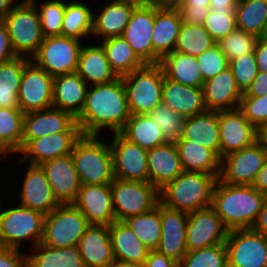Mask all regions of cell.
Wrapping results in <instances>:
<instances>
[{
  "mask_svg": "<svg viewBox=\"0 0 267 267\" xmlns=\"http://www.w3.org/2000/svg\"><path fill=\"white\" fill-rule=\"evenodd\" d=\"M64 131H81L76 118L69 112L51 107L24 115L22 149L32 140Z\"/></svg>",
  "mask_w": 267,
  "mask_h": 267,
  "instance_id": "d6986e66",
  "label": "cell"
},
{
  "mask_svg": "<svg viewBox=\"0 0 267 267\" xmlns=\"http://www.w3.org/2000/svg\"><path fill=\"white\" fill-rule=\"evenodd\" d=\"M35 1L44 38L62 35V23L66 9V0H45V2ZM41 5V6H39Z\"/></svg>",
  "mask_w": 267,
  "mask_h": 267,
  "instance_id": "f6af8a7d",
  "label": "cell"
},
{
  "mask_svg": "<svg viewBox=\"0 0 267 267\" xmlns=\"http://www.w3.org/2000/svg\"><path fill=\"white\" fill-rule=\"evenodd\" d=\"M266 159L267 150L256 141L221 158L219 179L229 185H252Z\"/></svg>",
  "mask_w": 267,
  "mask_h": 267,
  "instance_id": "7c38bea8",
  "label": "cell"
},
{
  "mask_svg": "<svg viewBox=\"0 0 267 267\" xmlns=\"http://www.w3.org/2000/svg\"><path fill=\"white\" fill-rule=\"evenodd\" d=\"M16 57L17 55L12 48L7 27L4 22H0V64Z\"/></svg>",
  "mask_w": 267,
  "mask_h": 267,
  "instance_id": "9f6ffc18",
  "label": "cell"
},
{
  "mask_svg": "<svg viewBox=\"0 0 267 267\" xmlns=\"http://www.w3.org/2000/svg\"><path fill=\"white\" fill-rule=\"evenodd\" d=\"M18 2H24V3H34L35 1L38 0H17Z\"/></svg>",
  "mask_w": 267,
  "mask_h": 267,
  "instance_id": "2644e50d",
  "label": "cell"
},
{
  "mask_svg": "<svg viewBox=\"0 0 267 267\" xmlns=\"http://www.w3.org/2000/svg\"><path fill=\"white\" fill-rule=\"evenodd\" d=\"M229 229L212 206L188 214L186 225L187 251L225 243Z\"/></svg>",
  "mask_w": 267,
  "mask_h": 267,
  "instance_id": "9a60e30c",
  "label": "cell"
},
{
  "mask_svg": "<svg viewBox=\"0 0 267 267\" xmlns=\"http://www.w3.org/2000/svg\"><path fill=\"white\" fill-rule=\"evenodd\" d=\"M73 204L90 224L109 226L116 220L111 184L81 185Z\"/></svg>",
  "mask_w": 267,
  "mask_h": 267,
  "instance_id": "44dd1931",
  "label": "cell"
},
{
  "mask_svg": "<svg viewBox=\"0 0 267 267\" xmlns=\"http://www.w3.org/2000/svg\"><path fill=\"white\" fill-rule=\"evenodd\" d=\"M264 37L267 38V25H266V28H265V34H264Z\"/></svg>",
  "mask_w": 267,
  "mask_h": 267,
  "instance_id": "8c879c8a",
  "label": "cell"
},
{
  "mask_svg": "<svg viewBox=\"0 0 267 267\" xmlns=\"http://www.w3.org/2000/svg\"><path fill=\"white\" fill-rule=\"evenodd\" d=\"M81 131H64L32 139L20 152L15 164L41 165L45 161L70 155Z\"/></svg>",
  "mask_w": 267,
  "mask_h": 267,
  "instance_id": "e0dca14e",
  "label": "cell"
},
{
  "mask_svg": "<svg viewBox=\"0 0 267 267\" xmlns=\"http://www.w3.org/2000/svg\"><path fill=\"white\" fill-rule=\"evenodd\" d=\"M96 42L97 44L91 41L90 45L84 42L76 70L89 86L108 83L118 78L111 68L102 45L97 40Z\"/></svg>",
  "mask_w": 267,
  "mask_h": 267,
  "instance_id": "83f0119b",
  "label": "cell"
},
{
  "mask_svg": "<svg viewBox=\"0 0 267 267\" xmlns=\"http://www.w3.org/2000/svg\"><path fill=\"white\" fill-rule=\"evenodd\" d=\"M88 87L77 72L55 76L52 107L76 118L84 106Z\"/></svg>",
  "mask_w": 267,
  "mask_h": 267,
  "instance_id": "f546056e",
  "label": "cell"
},
{
  "mask_svg": "<svg viewBox=\"0 0 267 267\" xmlns=\"http://www.w3.org/2000/svg\"><path fill=\"white\" fill-rule=\"evenodd\" d=\"M111 190L115 219L119 221L150 211L160 201L159 190L150 182L114 178Z\"/></svg>",
  "mask_w": 267,
  "mask_h": 267,
  "instance_id": "9c48e42d",
  "label": "cell"
},
{
  "mask_svg": "<svg viewBox=\"0 0 267 267\" xmlns=\"http://www.w3.org/2000/svg\"><path fill=\"white\" fill-rule=\"evenodd\" d=\"M111 68L118 77L132 73L145 63L132 50L129 43L121 36L110 37L99 41Z\"/></svg>",
  "mask_w": 267,
  "mask_h": 267,
  "instance_id": "ab89813d",
  "label": "cell"
},
{
  "mask_svg": "<svg viewBox=\"0 0 267 267\" xmlns=\"http://www.w3.org/2000/svg\"><path fill=\"white\" fill-rule=\"evenodd\" d=\"M129 117L124 82L118 77L111 82L88 87L84 106L76 121L82 134L101 135L103 129L119 133Z\"/></svg>",
  "mask_w": 267,
  "mask_h": 267,
  "instance_id": "6da1fadb",
  "label": "cell"
},
{
  "mask_svg": "<svg viewBox=\"0 0 267 267\" xmlns=\"http://www.w3.org/2000/svg\"><path fill=\"white\" fill-rule=\"evenodd\" d=\"M184 0H150L152 4L160 9H177Z\"/></svg>",
  "mask_w": 267,
  "mask_h": 267,
  "instance_id": "e7e4bbea",
  "label": "cell"
},
{
  "mask_svg": "<svg viewBox=\"0 0 267 267\" xmlns=\"http://www.w3.org/2000/svg\"><path fill=\"white\" fill-rule=\"evenodd\" d=\"M228 267H267V236L252 229L229 230Z\"/></svg>",
  "mask_w": 267,
  "mask_h": 267,
  "instance_id": "4fadbf2b",
  "label": "cell"
},
{
  "mask_svg": "<svg viewBox=\"0 0 267 267\" xmlns=\"http://www.w3.org/2000/svg\"><path fill=\"white\" fill-rule=\"evenodd\" d=\"M0 186H1V183H0ZM0 188H1V187H0ZM0 190H2V189H0ZM0 193H2V192H0ZM0 198H1V194H0ZM2 201H3V200L0 199V203H1Z\"/></svg>",
  "mask_w": 267,
  "mask_h": 267,
  "instance_id": "34e18365",
  "label": "cell"
},
{
  "mask_svg": "<svg viewBox=\"0 0 267 267\" xmlns=\"http://www.w3.org/2000/svg\"><path fill=\"white\" fill-rule=\"evenodd\" d=\"M0 160H2V157H5L6 158V156H4V155H2L1 153H0Z\"/></svg>",
  "mask_w": 267,
  "mask_h": 267,
  "instance_id": "753ad0ef",
  "label": "cell"
},
{
  "mask_svg": "<svg viewBox=\"0 0 267 267\" xmlns=\"http://www.w3.org/2000/svg\"><path fill=\"white\" fill-rule=\"evenodd\" d=\"M17 0H0V22H4L5 17L10 13Z\"/></svg>",
  "mask_w": 267,
  "mask_h": 267,
  "instance_id": "03108f58",
  "label": "cell"
},
{
  "mask_svg": "<svg viewBox=\"0 0 267 267\" xmlns=\"http://www.w3.org/2000/svg\"><path fill=\"white\" fill-rule=\"evenodd\" d=\"M109 235L116 260L144 265L150 250L124 221L115 220L111 223Z\"/></svg>",
  "mask_w": 267,
  "mask_h": 267,
  "instance_id": "1f68e13d",
  "label": "cell"
},
{
  "mask_svg": "<svg viewBox=\"0 0 267 267\" xmlns=\"http://www.w3.org/2000/svg\"><path fill=\"white\" fill-rule=\"evenodd\" d=\"M257 40L258 37L253 34H249L239 28H235L217 44L220 46L221 51L227 57L228 61H230L238 57L254 53Z\"/></svg>",
  "mask_w": 267,
  "mask_h": 267,
  "instance_id": "c3c4849f",
  "label": "cell"
},
{
  "mask_svg": "<svg viewBox=\"0 0 267 267\" xmlns=\"http://www.w3.org/2000/svg\"><path fill=\"white\" fill-rule=\"evenodd\" d=\"M236 27L260 38L267 25V0H239L236 8Z\"/></svg>",
  "mask_w": 267,
  "mask_h": 267,
  "instance_id": "7bdbcfd3",
  "label": "cell"
},
{
  "mask_svg": "<svg viewBox=\"0 0 267 267\" xmlns=\"http://www.w3.org/2000/svg\"><path fill=\"white\" fill-rule=\"evenodd\" d=\"M109 267H143V265L138 263H133L129 261L114 260Z\"/></svg>",
  "mask_w": 267,
  "mask_h": 267,
  "instance_id": "89a4df30",
  "label": "cell"
},
{
  "mask_svg": "<svg viewBox=\"0 0 267 267\" xmlns=\"http://www.w3.org/2000/svg\"><path fill=\"white\" fill-rule=\"evenodd\" d=\"M203 26L212 39L218 43L237 28L235 11L210 10Z\"/></svg>",
  "mask_w": 267,
  "mask_h": 267,
  "instance_id": "681fc988",
  "label": "cell"
},
{
  "mask_svg": "<svg viewBox=\"0 0 267 267\" xmlns=\"http://www.w3.org/2000/svg\"><path fill=\"white\" fill-rule=\"evenodd\" d=\"M18 205V206H17ZM0 203V242L9 248L21 250L24 241L32 243L31 248L41 242L45 215L19 204L3 208Z\"/></svg>",
  "mask_w": 267,
  "mask_h": 267,
  "instance_id": "8992f818",
  "label": "cell"
},
{
  "mask_svg": "<svg viewBox=\"0 0 267 267\" xmlns=\"http://www.w3.org/2000/svg\"><path fill=\"white\" fill-rule=\"evenodd\" d=\"M251 229L257 233L267 236V196Z\"/></svg>",
  "mask_w": 267,
  "mask_h": 267,
  "instance_id": "94428289",
  "label": "cell"
},
{
  "mask_svg": "<svg viewBox=\"0 0 267 267\" xmlns=\"http://www.w3.org/2000/svg\"><path fill=\"white\" fill-rule=\"evenodd\" d=\"M220 159L257 141V129L239 109L218 111Z\"/></svg>",
  "mask_w": 267,
  "mask_h": 267,
  "instance_id": "ac0fdd59",
  "label": "cell"
},
{
  "mask_svg": "<svg viewBox=\"0 0 267 267\" xmlns=\"http://www.w3.org/2000/svg\"><path fill=\"white\" fill-rule=\"evenodd\" d=\"M54 77L32 60L25 66L19 93V109L23 113L52 107Z\"/></svg>",
  "mask_w": 267,
  "mask_h": 267,
  "instance_id": "2e32d148",
  "label": "cell"
},
{
  "mask_svg": "<svg viewBox=\"0 0 267 267\" xmlns=\"http://www.w3.org/2000/svg\"><path fill=\"white\" fill-rule=\"evenodd\" d=\"M265 198L252 185H229L218 178L212 207L229 230L251 229Z\"/></svg>",
  "mask_w": 267,
  "mask_h": 267,
  "instance_id": "7a4b0ae2",
  "label": "cell"
},
{
  "mask_svg": "<svg viewBox=\"0 0 267 267\" xmlns=\"http://www.w3.org/2000/svg\"><path fill=\"white\" fill-rule=\"evenodd\" d=\"M236 84L245 93L258 75V65L255 54L250 53L229 61Z\"/></svg>",
  "mask_w": 267,
  "mask_h": 267,
  "instance_id": "f907efd6",
  "label": "cell"
},
{
  "mask_svg": "<svg viewBox=\"0 0 267 267\" xmlns=\"http://www.w3.org/2000/svg\"><path fill=\"white\" fill-rule=\"evenodd\" d=\"M207 110L220 111L239 108L243 93L238 88L230 67L204 82Z\"/></svg>",
  "mask_w": 267,
  "mask_h": 267,
  "instance_id": "d4e9b609",
  "label": "cell"
},
{
  "mask_svg": "<svg viewBox=\"0 0 267 267\" xmlns=\"http://www.w3.org/2000/svg\"><path fill=\"white\" fill-rule=\"evenodd\" d=\"M196 59L204 81L215 77L229 67V61L217 43L196 56Z\"/></svg>",
  "mask_w": 267,
  "mask_h": 267,
  "instance_id": "816d5d0a",
  "label": "cell"
},
{
  "mask_svg": "<svg viewBox=\"0 0 267 267\" xmlns=\"http://www.w3.org/2000/svg\"><path fill=\"white\" fill-rule=\"evenodd\" d=\"M164 76L185 86L203 88L204 80L196 57L171 52L163 56L159 62Z\"/></svg>",
  "mask_w": 267,
  "mask_h": 267,
  "instance_id": "836d02e7",
  "label": "cell"
},
{
  "mask_svg": "<svg viewBox=\"0 0 267 267\" xmlns=\"http://www.w3.org/2000/svg\"><path fill=\"white\" fill-rule=\"evenodd\" d=\"M254 54L259 72H267V38H258Z\"/></svg>",
  "mask_w": 267,
  "mask_h": 267,
  "instance_id": "91938a15",
  "label": "cell"
},
{
  "mask_svg": "<svg viewBox=\"0 0 267 267\" xmlns=\"http://www.w3.org/2000/svg\"><path fill=\"white\" fill-rule=\"evenodd\" d=\"M215 44L216 42L203 25L187 24L183 22L173 52L196 57Z\"/></svg>",
  "mask_w": 267,
  "mask_h": 267,
  "instance_id": "ee69618b",
  "label": "cell"
},
{
  "mask_svg": "<svg viewBox=\"0 0 267 267\" xmlns=\"http://www.w3.org/2000/svg\"><path fill=\"white\" fill-rule=\"evenodd\" d=\"M164 72L161 65L145 64L122 76L130 114H148L162 104Z\"/></svg>",
  "mask_w": 267,
  "mask_h": 267,
  "instance_id": "5b68a950",
  "label": "cell"
},
{
  "mask_svg": "<svg viewBox=\"0 0 267 267\" xmlns=\"http://www.w3.org/2000/svg\"><path fill=\"white\" fill-rule=\"evenodd\" d=\"M24 115L19 108H0V153L6 157L22 150Z\"/></svg>",
  "mask_w": 267,
  "mask_h": 267,
  "instance_id": "60d3db41",
  "label": "cell"
},
{
  "mask_svg": "<svg viewBox=\"0 0 267 267\" xmlns=\"http://www.w3.org/2000/svg\"><path fill=\"white\" fill-rule=\"evenodd\" d=\"M22 179L19 205L47 215L60 204L40 165L29 164Z\"/></svg>",
  "mask_w": 267,
  "mask_h": 267,
  "instance_id": "ffe728a7",
  "label": "cell"
},
{
  "mask_svg": "<svg viewBox=\"0 0 267 267\" xmlns=\"http://www.w3.org/2000/svg\"><path fill=\"white\" fill-rule=\"evenodd\" d=\"M162 103L185 117L207 111L203 88L185 86L166 77L163 82Z\"/></svg>",
  "mask_w": 267,
  "mask_h": 267,
  "instance_id": "f1b7e54d",
  "label": "cell"
},
{
  "mask_svg": "<svg viewBox=\"0 0 267 267\" xmlns=\"http://www.w3.org/2000/svg\"><path fill=\"white\" fill-rule=\"evenodd\" d=\"M4 24L16 55L31 59L44 40L39 12L34 3H16L5 17Z\"/></svg>",
  "mask_w": 267,
  "mask_h": 267,
  "instance_id": "52a82bcc",
  "label": "cell"
},
{
  "mask_svg": "<svg viewBox=\"0 0 267 267\" xmlns=\"http://www.w3.org/2000/svg\"><path fill=\"white\" fill-rule=\"evenodd\" d=\"M119 133L129 142L145 150H151L168 142L160 127L148 114H130L126 125Z\"/></svg>",
  "mask_w": 267,
  "mask_h": 267,
  "instance_id": "74e56055",
  "label": "cell"
},
{
  "mask_svg": "<svg viewBox=\"0 0 267 267\" xmlns=\"http://www.w3.org/2000/svg\"><path fill=\"white\" fill-rule=\"evenodd\" d=\"M102 135H84L76 141L71 156L81 185H105L114 180L109 140Z\"/></svg>",
  "mask_w": 267,
  "mask_h": 267,
  "instance_id": "277c9868",
  "label": "cell"
},
{
  "mask_svg": "<svg viewBox=\"0 0 267 267\" xmlns=\"http://www.w3.org/2000/svg\"><path fill=\"white\" fill-rule=\"evenodd\" d=\"M182 5L190 8H210V0H184Z\"/></svg>",
  "mask_w": 267,
  "mask_h": 267,
  "instance_id": "003e7915",
  "label": "cell"
},
{
  "mask_svg": "<svg viewBox=\"0 0 267 267\" xmlns=\"http://www.w3.org/2000/svg\"><path fill=\"white\" fill-rule=\"evenodd\" d=\"M26 253L0 242V267H28Z\"/></svg>",
  "mask_w": 267,
  "mask_h": 267,
  "instance_id": "db71d44e",
  "label": "cell"
},
{
  "mask_svg": "<svg viewBox=\"0 0 267 267\" xmlns=\"http://www.w3.org/2000/svg\"><path fill=\"white\" fill-rule=\"evenodd\" d=\"M239 0H210V10L235 11Z\"/></svg>",
  "mask_w": 267,
  "mask_h": 267,
  "instance_id": "be15d7a7",
  "label": "cell"
},
{
  "mask_svg": "<svg viewBox=\"0 0 267 267\" xmlns=\"http://www.w3.org/2000/svg\"><path fill=\"white\" fill-rule=\"evenodd\" d=\"M217 180L214 174L183 171L159 190L160 202L188 214L212 206Z\"/></svg>",
  "mask_w": 267,
  "mask_h": 267,
  "instance_id": "3957f363",
  "label": "cell"
},
{
  "mask_svg": "<svg viewBox=\"0 0 267 267\" xmlns=\"http://www.w3.org/2000/svg\"><path fill=\"white\" fill-rule=\"evenodd\" d=\"M239 109L257 130L267 123V95L261 97H242Z\"/></svg>",
  "mask_w": 267,
  "mask_h": 267,
  "instance_id": "f5cc1de1",
  "label": "cell"
},
{
  "mask_svg": "<svg viewBox=\"0 0 267 267\" xmlns=\"http://www.w3.org/2000/svg\"><path fill=\"white\" fill-rule=\"evenodd\" d=\"M257 141L267 150V123L257 130Z\"/></svg>",
  "mask_w": 267,
  "mask_h": 267,
  "instance_id": "a7ac6f4b",
  "label": "cell"
},
{
  "mask_svg": "<svg viewBox=\"0 0 267 267\" xmlns=\"http://www.w3.org/2000/svg\"><path fill=\"white\" fill-rule=\"evenodd\" d=\"M83 45V41L62 35L46 37L31 60L53 77L74 73Z\"/></svg>",
  "mask_w": 267,
  "mask_h": 267,
  "instance_id": "30bf717a",
  "label": "cell"
},
{
  "mask_svg": "<svg viewBox=\"0 0 267 267\" xmlns=\"http://www.w3.org/2000/svg\"><path fill=\"white\" fill-rule=\"evenodd\" d=\"M29 251L28 267H85L78 245L52 248L39 242Z\"/></svg>",
  "mask_w": 267,
  "mask_h": 267,
  "instance_id": "d590c367",
  "label": "cell"
},
{
  "mask_svg": "<svg viewBox=\"0 0 267 267\" xmlns=\"http://www.w3.org/2000/svg\"><path fill=\"white\" fill-rule=\"evenodd\" d=\"M90 223L73 203L59 204L45 215L41 243L52 248L78 245Z\"/></svg>",
  "mask_w": 267,
  "mask_h": 267,
  "instance_id": "ba28073f",
  "label": "cell"
},
{
  "mask_svg": "<svg viewBox=\"0 0 267 267\" xmlns=\"http://www.w3.org/2000/svg\"><path fill=\"white\" fill-rule=\"evenodd\" d=\"M182 22L187 24L203 25L210 8H190L187 5H180L176 9Z\"/></svg>",
  "mask_w": 267,
  "mask_h": 267,
  "instance_id": "11a10c76",
  "label": "cell"
},
{
  "mask_svg": "<svg viewBox=\"0 0 267 267\" xmlns=\"http://www.w3.org/2000/svg\"><path fill=\"white\" fill-rule=\"evenodd\" d=\"M149 250H156L161 239V202L150 211L123 220Z\"/></svg>",
  "mask_w": 267,
  "mask_h": 267,
  "instance_id": "b9f144b4",
  "label": "cell"
},
{
  "mask_svg": "<svg viewBox=\"0 0 267 267\" xmlns=\"http://www.w3.org/2000/svg\"><path fill=\"white\" fill-rule=\"evenodd\" d=\"M40 166L57 201L60 204L73 203L81 183L71 154L45 161Z\"/></svg>",
  "mask_w": 267,
  "mask_h": 267,
  "instance_id": "cb8c5ba5",
  "label": "cell"
},
{
  "mask_svg": "<svg viewBox=\"0 0 267 267\" xmlns=\"http://www.w3.org/2000/svg\"><path fill=\"white\" fill-rule=\"evenodd\" d=\"M78 247L85 267H109L115 260L107 225L90 224Z\"/></svg>",
  "mask_w": 267,
  "mask_h": 267,
  "instance_id": "484cf974",
  "label": "cell"
},
{
  "mask_svg": "<svg viewBox=\"0 0 267 267\" xmlns=\"http://www.w3.org/2000/svg\"><path fill=\"white\" fill-rule=\"evenodd\" d=\"M188 213L167 207L161 203V239L157 251L180 263L188 252L186 225Z\"/></svg>",
  "mask_w": 267,
  "mask_h": 267,
  "instance_id": "603a6c76",
  "label": "cell"
},
{
  "mask_svg": "<svg viewBox=\"0 0 267 267\" xmlns=\"http://www.w3.org/2000/svg\"><path fill=\"white\" fill-rule=\"evenodd\" d=\"M183 171L214 174L217 178L221 172V159L208 148L187 140H176Z\"/></svg>",
  "mask_w": 267,
  "mask_h": 267,
  "instance_id": "e575fe53",
  "label": "cell"
},
{
  "mask_svg": "<svg viewBox=\"0 0 267 267\" xmlns=\"http://www.w3.org/2000/svg\"><path fill=\"white\" fill-rule=\"evenodd\" d=\"M149 182L158 190L183 172L175 142H167L148 150Z\"/></svg>",
  "mask_w": 267,
  "mask_h": 267,
  "instance_id": "4316f807",
  "label": "cell"
},
{
  "mask_svg": "<svg viewBox=\"0 0 267 267\" xmlns=\"http://www.w3.org/2000/svg\"><path fill=\"white\" fill-rule=\"evenodd\" d=\"M111 140L114 178L149 182L148 150L129 142L120 133H113Z\"/></svg>",
  "mask_w": 267,
  "mask_h": 267,
  "instance_id": "5bb4252c",
  "label": "cell"
},
{
  "mask_svg": "<svg viewBox=\"0 0 267 267\" xmlns=\"http://www.w3.org/2000/svg\"><path fill=\"white\" fill-rule=\"evenodd\" d=\"M267 95V72H258L248 90L242 97H261Z\"/></svg>",
  "mask_w": 267,
  "mask_h": 267,
  "instance_id": "6f0895ef",
  "label": "cell"
},
{
  "mask_svg": "<svg viewBox=\"0 0 267 267\" xmlns=\"http://www.w3.org/2000/svg\"><path fill=\"white\" fill-rule=\"evenodd\" d=\"M252 186L267 196V159L263 167L257 173Z\"/></svg>",
  "mask_w": 267,
  "mask_h": 267,
  "instance_id": "6125c7cd",
  "label": "cell"
},
{
  "mask_svg": "<svg viewBox=\"0 0 267 267\" xmlns=\"http://www.w3.org/2000/svg\"><path fill=\"white\" fill-rule=\"evenodd\" d=\"M178 140L193 141L211 149L220 158L218 111L207 110L186 117L182 135Z\"/></svg>",
  "mask_w": 267,
  "mask_h": 267,
  "instance_id": "4dcf8cb0",
  "label": "cell"
},
{
  "mask_svg": "<svg viewBox=\"0 0 267 267\" xmlns=\"http://www.w3.org/2000/svg\"><path fill=\"white\" fill-rule=\"evenodd\" d=\"M154 24L155 5L150 1H141L134 8L121 36L145 64H158L161 60L152 47Z\"/></svg>",
  "mask_w": 267,
  "mask_h": 267,
  "instance_id": "8fae6325",
  "label": "cell"
},
{
  "mask_svg": "<svg viewBox=\"0 0 267 267\" xmlns=\"http://www.w3.org/2000/svg\"><path fill=\"white\" fill-rule=\"evenodd\" d=\"M30 61V58L17 56L0 64V108H19L21 78Z\"/></svg>",
  "mask_w": 267,
  "mask_h": 267,
  "instance_id": "f35d334b",
  "label": "cell"
},
{
  "mask_svg": "<svg viewBox=\"0 0 267 267\" xmlns=\"http://www.w3.org/2000/svg\"><path fill=\"white\" fill-rule=\"evenodd\" d=\"M182 24L176 9H160L155 6L152 47L160 58L174 51Z\"/></svg>",
  "mask_w": 267,
  "mask_h": 267,
  "instance_id": "d6a6232c",
  "label": "cell"
},
{
  "mask_svg": "<svg viewBox=\"0 0 267 267\" xmlns=\"http://www.w3.org/2000/svg\"><path fill=\"white\" fill-rule=\"evenodd\" d=\"M179 267H228L226 243L187 252Z\"/></svg>",
  "mask_w": 267,
  "mask_h": 267,
  "instance_id": "bcb514c9",
  "label": "cell"
},
{
  "mask_svg": "<svg viewBox=\"0 0 267 267\" xmlns=\"http://www.w3.org/2000/svg\"><path fill=\"white\" fill-rule=\"evenodd\" d=\"M143 267H179V263L157 250H150Z\"/></svg>",
  "mask_w": 267,
  "mask_h": 267,
  "instance_id": "680465c9",
  "label": "cell"
},
{
  "mask_svg": "<svg viewBox=\"0 0 267 267\" xmlns=\"http://www.w3.org/2000/svg\"><path fill=\"white\" fill-rule=\"evenodd\" d=\"M84 0H66V9L62 23V36L80 41L92 40L93 9ZM87 39H86V38ZM85 39V40H84Z\"/></svg>",
  "mask_w": 267,
  "mask_h": 267,
  "instance_id": "8d00e7d4",
  "label": "cell"
},
{
  "mask_svg": "<svg viewBox=\"0 0 267 267\" xmlns=\"http://www.w3.org/2000/svg\"><path fill=\"white\" fill-rule=\"evenodd\" d=\"M148 115L160 127L163 136L168 142L178 140L183 131L186 117L174 112L165 104L158 105Z\"/></svg>",
  "mask_w": 267,
  "mask_h": 267,
  "instance_id": "7dc6e473",
  "label": "cell"
},
{
  "mask_svg": "<svg viewBox=\"0 0 267 267\" xmlns=\"http://www.w3.org/2000/svg\"><path fill=\"white\" fill-rule=\"evenodd\" d=\"M140 2L141 0H106V4L100 5L102 10L99 8L96 12L93 9L92 40L94 37L99 42L122 36L134 8Z\"/></svg>",
  "mask_w": 267,
  "mask_h": 267,
  "instance_id": "7402d4cb",
  "label": "cell"
}]
</instances>
